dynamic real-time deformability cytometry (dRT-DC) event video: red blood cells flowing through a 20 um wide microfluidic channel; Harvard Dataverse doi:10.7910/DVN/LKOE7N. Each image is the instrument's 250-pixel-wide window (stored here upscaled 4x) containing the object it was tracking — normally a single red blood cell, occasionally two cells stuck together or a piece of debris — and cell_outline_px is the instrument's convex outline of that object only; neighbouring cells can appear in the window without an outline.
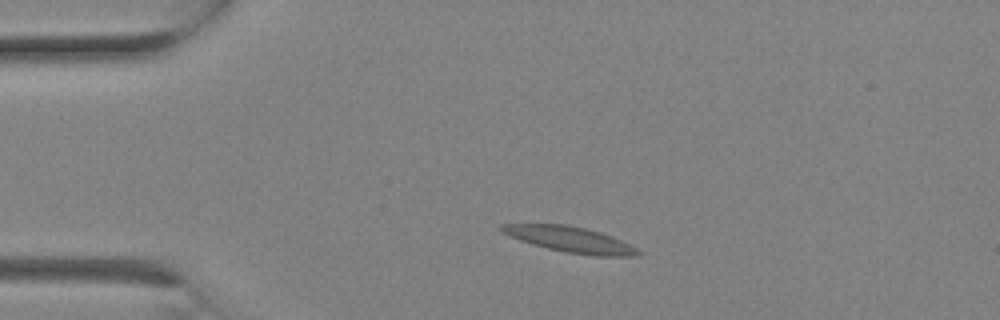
{"species": "Egyptian fruit bat (a non-hibernating species)", "species_latin": "Rousettus aegyptiacus", "temperature_condition": "room temperature", "stored_images_in_passage": 3, "camera_frame_rate_fps": 3000, "um_per_image_px": 0.085, "animal": {"sex": "female"}, "frame": {"image": 1, "passage_image": 3, "time_ms": 0.667, "image_size_px": [1000, 320], "cell_outline_px": [[644, 252], [636, 256], [596, 256], [564, 252], [532, 244], [520, 240], [500, 232], [496, 228], [500, 224], [564, 224], [584, 228], [600, 232], [612, 236]], "centroid_in_image_um": [48.43, 20.35], "position_along_channel_um": 36.6, "area_um2": 20.4}}